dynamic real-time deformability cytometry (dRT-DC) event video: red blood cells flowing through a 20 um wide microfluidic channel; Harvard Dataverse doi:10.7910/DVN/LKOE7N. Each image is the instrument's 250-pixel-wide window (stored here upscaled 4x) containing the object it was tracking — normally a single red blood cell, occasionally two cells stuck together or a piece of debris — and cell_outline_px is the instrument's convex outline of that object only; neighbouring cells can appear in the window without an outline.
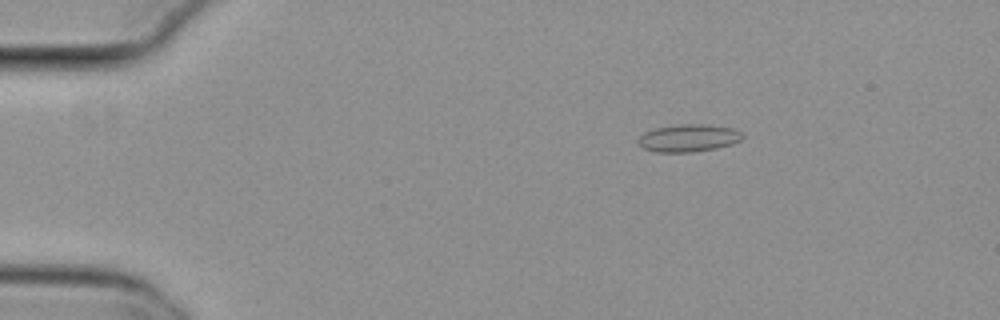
{"species": "common noctule bat (a hibernating species)", "species_latin": "Nyctalus noctula", "temperature_condition": "cold", "stored_images_in_passage": 47, "camera_frame_rate_fps": 3000, "um_per_image_px": 0.085, "animal": {"sex": "female", "body_mass_g": 29.2, "forearm_length_mm": 56.3}, "frame": {"image": 1, "passage_image": 2, "time_ms": 0.333, "image_size_px": [1000, 320], "cell_outline_px": [[744, 136], [740, 140], [732, 144], [716, 148], [692, 152], [656, 152], [644, 148], [636, 144], [636, 140], [644, 132], [656, 128], [680, 124], [708, 124], [736, 128]], "centroid_in_image_um": [58.52, 11.73], "position_along_channel_um": 26.5, "area_um2": 16.88}}
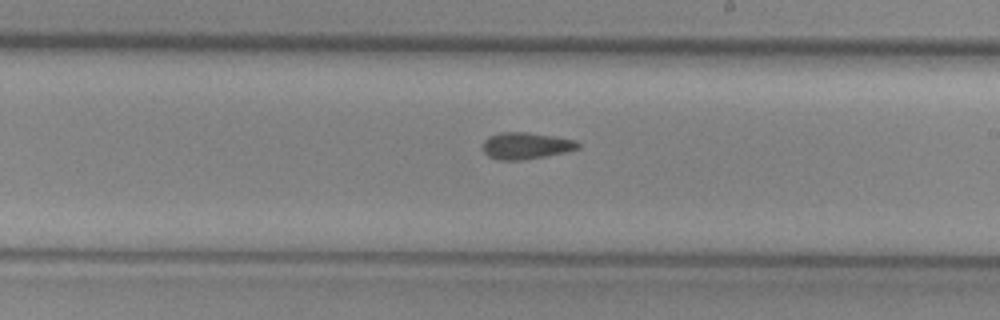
{"frame": {"image": 2, "passage_image": 25, "time_ms": 8.0, "image_size_px": [1000, 320], "cell_outline_px": [[580, 148], [564, 152], [544, 156], [520, 160], [496, 160], [488, 156], [484, 152], [484, 140], [488, 136], [500, 132], [528, 132], [556, 136], [576, 140], [580, 144]], "centroid_in_image_um": [44.7, 12.37], "position_along_channel_um": 244.3, "area_um2": 14.85}}
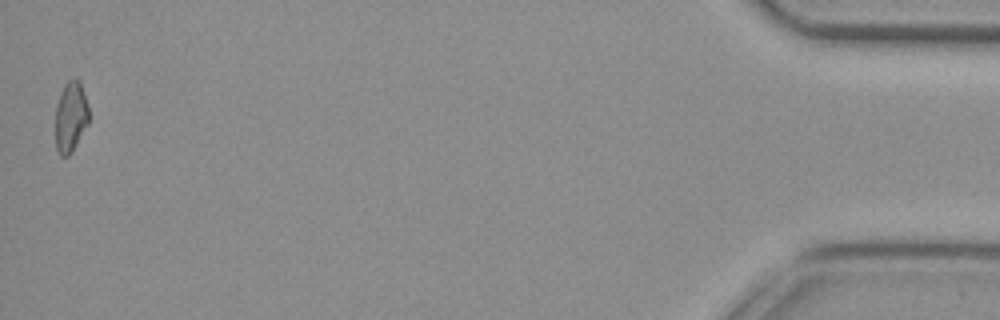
{"frame": {"image": 3, "passage_image": 47, "time_ms": 15.333, "image_size_px": [1000, 320], "cell_outline_px": [[88, 124], [68, 156], [60, 156], [56, 148], [56, 104], [60, 92], [64, 84], [68, 80], [76, 76], [80, 80], [88, 108]], "centroid_in_image_um": [6.0, 9.87], "position_along_channel_um": 429.2, "area_um2": 13.7}, "authors_computed_cell_mechanics": {"area_um2": 14.6812, "velocity_mm_per_s": 3.8057, "shape_relaxation_time_tau1_ms": null, "shape_relaxation_time_tau2_ms": 10.9388, "deformation_change_tau1": null, "deformation_change_tau2": 0.1932}}